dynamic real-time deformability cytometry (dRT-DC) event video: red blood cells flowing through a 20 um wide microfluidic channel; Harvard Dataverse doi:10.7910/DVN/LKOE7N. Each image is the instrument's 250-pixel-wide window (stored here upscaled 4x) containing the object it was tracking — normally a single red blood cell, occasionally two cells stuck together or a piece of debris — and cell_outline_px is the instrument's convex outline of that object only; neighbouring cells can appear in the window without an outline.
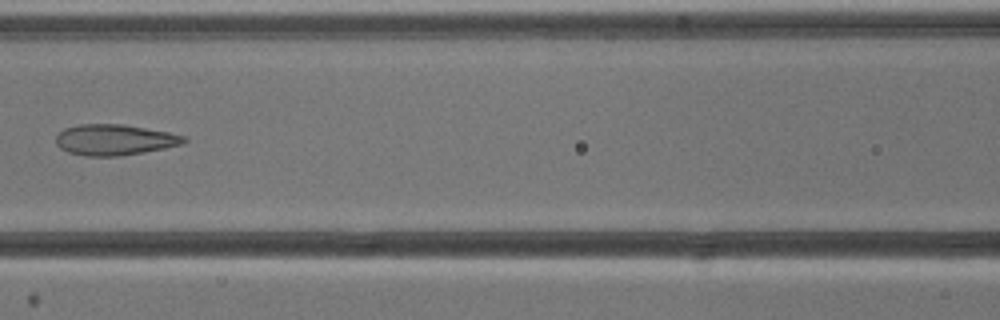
{"species": "common noctule bat (a hibernating species)", "species_latin": "Nyctalus noctula", "temperature_condition": "cold", "stored_images_in_passage": 7, "camera_frame_rate_fps": 3000, "um_per_image_px": 0.085, "animal": {"sex": "male", "body_mass_g": 13.3}, "frame": {"image": 1, "passage_image": 6, "time_ms": 6.667, "image_size_px": [1000, 320], "cell_outline_px": [[188, 140], [180, 144], [164, 148], [116, 156], [88, 156], [68, 152], [60, 148], [56, 144], [56, 136], [64, 128], [80, 124], [124, 124], [168, 132], [184, 136]], "centroid_in_image_um": [9.7, 11.87], "position_along_channel_um": 156.9, "area_um2": 22.72}}
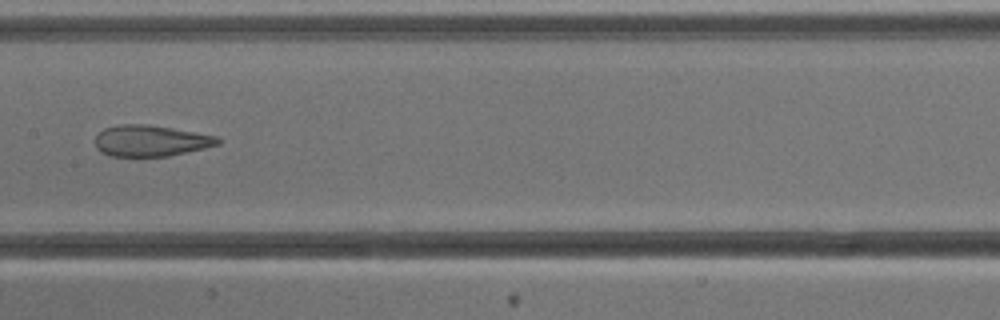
{"frame": {"image": 2, "passage_image": 7, "time_ms": 7.667, "image_size_px": [1000, 320], "cell_outline_px": [[220, 144], [204, 148], [168, 156], [112, 156], [100, 152], [96, 148], [96, 136], [104, 128], [120, 124], [148, 124], [172, 128], [216, 136], [220, 140]], "centroid_in_image_um": [12.79, 11.96], "position_along_channel_um": 194.6, "area_um2": 22.14}}